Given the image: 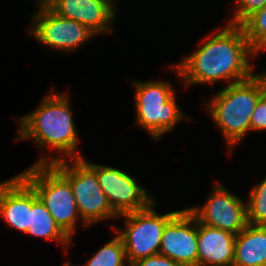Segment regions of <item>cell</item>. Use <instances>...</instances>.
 <instances>
[{
	"instance_id": "obj_2",
	"label": "cell",
	"mask_w": 266,
	"mask_h": 266,
	"mask_svg": "<svg viewBox=\"0 0 266 266\" xmlns=\"http://www.w3.org/2000/svg\"><path fill=\"white\" fill-rule=\"evenodd\" d=\"M68 97L51 90L35 111L17 119L20 127L16 139L31 138L41 149L48 146L71 160L82 158Z\"/></svg>"
},
{
	"instance_id": "obj_12",
	"label": "cell",
	"mask_w": 266,
	"mask_h": 266,
	"mask_svg": "<svg viewBox=\"0 0 266 266\" xmlns=\"http://www.w3.org/2000/svg\"><path fill=\"white\" fill-rule=\"evenodd\" d=\"M49 9L60 17L77 21L96 36L113 31L116 5L110 0H55Z\"/></svg>"
},
{
	"instance_id": "obj_18",
	"label": "cell",
	"mask_w": 266,
	"mask_h": 266,
	"mask_svg": "<svg viewBox=\"0 0 266 266\" xmlns=\"http://www.w3.org/2000/svg\"><path fill=\"white\" fill-rule=\"evenodd\" d=\"M240 26L257 54L266 49V6L249 16Z\"/></svg>"
},
{
	"instance_id": "obj_20",
	"label": "cell",
	"mask_w": 266,
	"mask_h": 266,
	"mask_svg": "<svg viewBox=\"0 0 266 266\" xmlns=\"http://www.w3.org/2000/svg\"><path fill=\"white\" fill-rule=\"evenodd\" d=\"M237 6L228 24L241 25L253 13L266 6V0H236Z\"/></svg>"
},
{
	"instance_id": "obj_1",
	"label": "cell",
	"mask_w": 266,
	"mask_h": 266,
	"mask_svg": "<svg viewBox=\"0 0 266 266\" xmlns=\"http://www.w3.org/2000/svg\"><path fill=\"white\" fill-rule=\"evenodd\" d=\"M214 33L194 53L169 66L180 76L186 88L194 84H214L222 80L230 85L249 79L255 74V66L249 62L258 54L250 46L242 27L228 24L218 33Z\"/></svg>"
},
{
	"instance_id": "obj_4",
	"label": "cell",
	"mask_w": 266,
	"mask_h": 266,
	"mask_svg": "<svg viewBox=\"0 0 266 266\" xmlns=\"http://www.w3.org/2000/svg\"><path fill=\"white\" fill-rule=\"evenodd\" d=\"M68 163L64 157L45 155L35 164H51L71 185L80 219L89 226L106 219L119 216L111 208L101 189L96 172L82 159H72Z\"/></svg>"
},
{
	"instance_id": "obj_7",
	"label": "cell",
	"mask_w": 266,
	"mask_h": 266,
	"mask_svg": "<svg viewBox=\"0 0 266 266\" xmlns=\"http://www.w3.org/2000/svg\"><path fill=\"white\" fill-rule=\"evenodd\" d=\"M153 202L146 209L120 215L125 219V228H115V233L120 236L128 264L159 254L162 233L166 224L180 211H170L166 214H158Z\"/></svg>"
},
{
	"instance_id": "obj_26",
	"label": "cell",
	"mask_w": 266,
	"mask_h": 266,
	"mask_svg": "<svg viewBox=\"0 0 266 266\" xmlns=\"http://www.w3.org/2000/svg\"><path fill=\"white\" fill-rule=\"evenodd\" d=\"M114 5H116L115 2H117V0H110Z\"/></svg>"
},
{
	"instance_id": "obj_21",
	"label": "cell",
	"mask_w": 266,
	"mask_h": 266,
	"mask_svg": "<svg viewBox=\"0 0 266 266\" xmlns=\"http://www.w3.org/2000/svg\"><path fill=\"white\" fill-rule=\"evenodd\" d=\"M266 130V92L259 98L251 115V131Z\"/></svg>"
},
{
	"instance_id": "obj_8",
	"label": "cell",
	"mask_w": 266,
	"mask_h": 266,
	"mask_svg": "<svg viewBox=\"0 0 266 266\" xmlns=\"http://www.w3.org/2000/svg\"><path fill=\"white\" fill-rule=\"evenodd\" d=\"M82 159L96 172L98 183L118 216L146 209L155 201L147 189L123 170L91 163L84 156Z\"/></svg>"
},
{
	"instance_id": "obj_13",
	"label": "cell",
	"mask_w": 266,
	"mask_h": 266,
	"mask_svg": "<svg viewBox=\"0 0 266 266\" xmlns=\"http://www.w3.org/2000/svg\"><path fill=\"white\" fill-rule=\"evenodd\" d=\"M30 210L31 186L19 174L0 182V216L7 226L26 234Z\"/></svg>"
},
{
	"instance_id": "obj_9",
	"label": "cell",
	"mask_w": 266,
	"mask_h": 266,
	"mask_svg": "<svg viewBox=\"0 0 266 266\" xmlns=\"http://www.w3.org/2000/svg\"><path fill=\"white\" fill-rule=\"evenodd\" d=\"M32 20L28 34L43 45L64 53L75 52L76 48L96 36L83 24L60 17L49 8H38Z\"/></svg>"
},
{
	"instance_id": "obj_10",
	"label": "cell",
	"mask_w": 266,
	"mask_h": 266,
	"mask_svg": "<svg viewBox=\"0 0 266 266\" xmlns=\"http://www.w3.org/2000/svg\"><path fill=\"white\" fill-rule=\"evenodd\" d=\"M186 209L200 223L235 235L248 225L247 204L220 183L214 184L205 204Z\"/></svg>"
},
{
	"instance_id": "obj_16",
	"label": "cell",
	"mask_w": 266,
	"mask_h": 266,
	"mask_svg": "<svg viewBox=\"0 0 266 266\" xmlns=\"http://www.w3.org/2000/svg\"><path fill=\"white\" fill-rule=\"evenodd\" d=\"M33 237L45 238L61 243L66 249L70 245L71 239L62 231L55 223L54 218L46 209L42 201L37 197L34 189L31 187V210H30V225L26 231Z\"/></svg>"
},
{
	"instance_id": "obj_11",
	"label": "cell",
	"mask_w": 266,
	"mask_h": 266,
	"mask_svg": "<svg viewBox=\"0 0 266 266\" xmlns=\"http://www.w3.org/2000/svg\"><path fill=\"white\" fill-rule=\"evenodd\" d=\"M159 254L182 266H198L197 220L187 209L164 227Z\"/></svg>"
},
{
	"instance_id": "obj_22",
	"label": "cell",
	"mask_w": 266,
	"mask_h": 266,
	"mask_svg": "<svg viewBox=\"0 0 266 266\" xmlns=\"http://www.w3.org/2000/svg\"><path fill=\"white\" fill-rule=\"evenodd\" d=\"M130 266H182L167 256L160 254L142 258L132 263Z\"/></svg>"
},
{
	"instance_id": "obj_3",
	"label": "cell",
	"mask_w": 266,
	"mask_h": 266,
	"mask_svg": "<svg viewBox=\"0 0 266 266\" xmlns=\"http://www.w3.org/2000/svg\"><path fill=\"white\" fill-rule=\"evenodd\" d=\"M264 93L263 81L255 73L249 79L227 85L206 104L211 119L221 129L229 153L247 132H251V115Z\"/></svg>"
},
{
	"instance_id": "obj_24",
	"label": "cell",
	"mask_w": 266,
	"mask_h": 266,
	"mask_svg": "<svg viewBox=\"0 0 266 266\" xmlns=\"http://www.w3.org/2000/svg\"><path fill=\"white\" fill-rule=\"evenodd\" d=\"M261 77V80L263 81L265 92H266V72L258 74Z\"/></svg>"
},
{
	"instance_id": "obj_23",
	"label": "cell",
	"mask_w": 266,
	"mask_h": 266,
	"mask_svg": "<svg viewBox=\"0 0 266 266\" xmlns=\"http://www.w3.org/2000/svg\"><path fill=\"white\" fill-rule=\"evenodd\" d=\"M39 2V9L40 8H49V6L55 1V0H36Z\"/></svg>"
},
{
	"instance_id": "obj_19",
	"label": "cell",
	"mask_w": 266,
	"mask_h": 266,
	"mask_svg": "<svg viewBox=\"0 0 266 266\" xmlns=\"http://www.w3.org/2000/svg\"><path fill=\"white\" fill-rule=\"evenodd\" d=\"M246 204L248 224L266 226V178L254 186Z\"/></svg>"
},
{
	"instance_id": "obj_5",
	"label": "cell",
	"mask_w": 266,
	"mask_h": 266,
	"mask_svg": "<svg viewBox=\"0 0 266 266\" xmlns=\"http://www.w3.org/2000/svg\"><path fill=\"white\" fill-rule=\"evenodd\" d=\"M19 175L34 189L55 223L72 240L80 214L70 183L51 164L31 165Z\"/></svg>"
},
{
	"instance_id": "obj_14",
	"label": "cell",
	"mask_w": 266,
	"mask_h": 266,
	"mask_svg": "<svg viewBox=\"0 0 266 266\" xmlns=\"http://www.w3.org/2000/svg\"><path fill=\"white\" fill-rule=\"evenodd\" d=\"M236 235L197 221L198 266H232Z\"/></svg>"
},
{
	"instance_id": "obj_6",
	"label": "cell",
	"mask_w": 266,
	"mask_h": 266,
	"mask_svg": "<svg viewBox=\"0 0 266 266\" xmlns=\"http://www.w3.org/2000/svg\"><path fill=\"white\" fill-rule=\"evenodd\" d=\"M135 87V126H141L156 141L185 119L169 81L132 82Z\"/></svg>"
},
{
	"instance_id": "obj_25",
	"label": "cell",
	"mask_w": 266,
	"mask_h": 266,
	"mask_svg": "<svg viewBox=\"0 0 266 266\" xmlns=\"http://www.w3.org/2000/svg\"><path fill=\"white\" fill-rule=\"evenodd\" d=\"M62 266H73V265H71V263L70 262H64V264L62 265ZM74 266H76V265H74ZM77 266H80V265H77Z\"/></svg>"
},
{
	"instance_id": "obj_15",
	"label": "cell",
	"mask_w": 266,
	"mask_h": 266,
	"mask_svg": "<svg viewBox=\"0 0 266 266\" xmlns=\"http://www.w3.org/2000/svg\"><path fill=\"white\" fill-rule=\"evenodd\" d=\"M232 266H266V226L248 224L236 235Z\"/></svg>"
},
{
	"instance_id": "obj_17",
	"label": "cell",
	"mask_w": 266,
	"mask_h": 266,
	"mask_svg": "<svg viewBox=\"0 0 266 266\" xmlns=\"http://www.w3.org/2000/svg\"><path fill=\"white\" fill-rule=\"evenodd\" d=\"M83 266H130L120 236L116 233V236L99 249Z\"/></svg>"
}]
</instances>
